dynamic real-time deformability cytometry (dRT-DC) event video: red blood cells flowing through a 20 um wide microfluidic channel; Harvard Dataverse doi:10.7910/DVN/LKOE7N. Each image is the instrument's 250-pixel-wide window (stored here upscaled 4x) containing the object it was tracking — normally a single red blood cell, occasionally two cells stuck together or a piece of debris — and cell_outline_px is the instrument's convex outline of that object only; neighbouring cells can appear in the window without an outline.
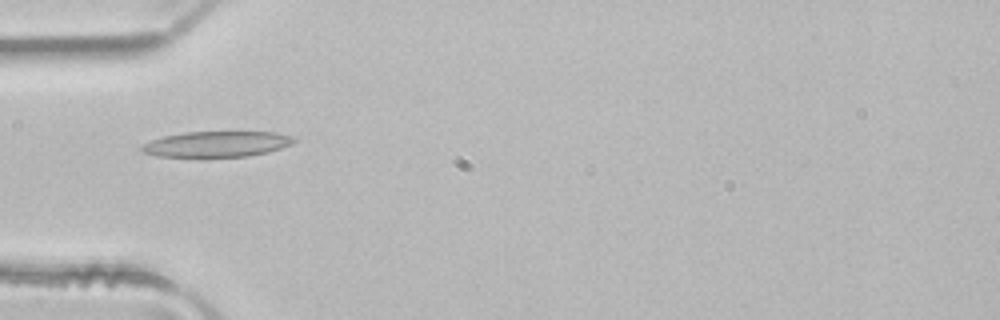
{"species": "common noctule bat (a hibernating species)", "species_latin": "Nyctalus noctula", "temperature_condition": "room temperature", "stored_images_in_passage": 2, "camera_frame_rate_fps": 3000, "um_per_image_px": 0.085, "animal": {"sex": "male", "body_mass_g": 21.5, "forearm_length_mm": 52.0}, "frame": {"image": 1, "passage_image": 2, "time_ms": 0.333, "image_size_px": [1000, 320], "cell_outline_px": [[296, 140], [292, 144], [268, 152], [248, 156], [156, 156], [144, 152], [140, 148], [144, 144], [152, 140], [164, 136], [184, 132], [276, 132], [292, 136]], "centroid_in_image_um": [18.46, 12.23], "position_along_channel_um": 66.5, "area_um2": 22.43}}